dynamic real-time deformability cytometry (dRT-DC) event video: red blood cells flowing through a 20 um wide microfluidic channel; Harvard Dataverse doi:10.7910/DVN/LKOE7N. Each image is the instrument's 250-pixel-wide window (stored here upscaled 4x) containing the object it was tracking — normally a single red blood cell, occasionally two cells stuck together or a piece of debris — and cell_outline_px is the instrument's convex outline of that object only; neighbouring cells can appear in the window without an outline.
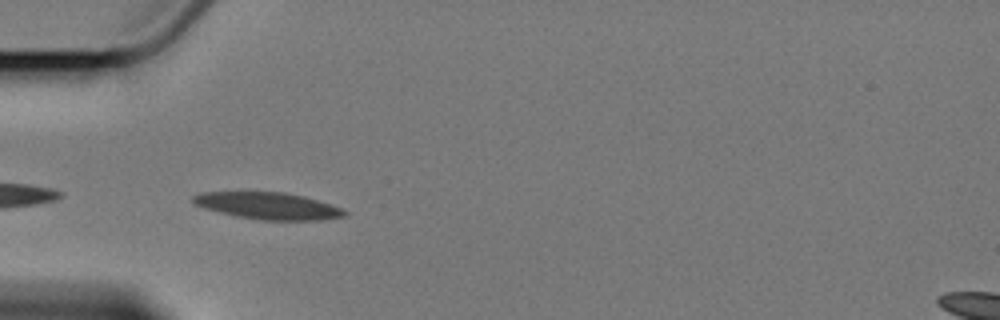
{"species": "Egyptian fruit bat (a non-hibernating species)", "species_latin": "Rousettus aegyptiacus", "temperature_condition": "cold", "stored_images_in_passage": 5, "camera_frame_rate_fps": 3000, "um_per_image_px": 0.085, "animal": {"sex": "female"}, "frame": {"image": 1, "passage_image": 4, "time_ms": 3.667, "image_size_px": [1000, 320], "cell_outline_px": [[348, 216], [320, 220], [260, 220], [236, 216], [204, 208], [196, 204], [192, 200], [192, 196], [200, 192], [284, 192], [304, 196], [332, 204], [348, 212]], "centroid_in_image_um": [22.82, 17.5], "position_along_channel_um": 62.2, "area_um2": 23.76}}
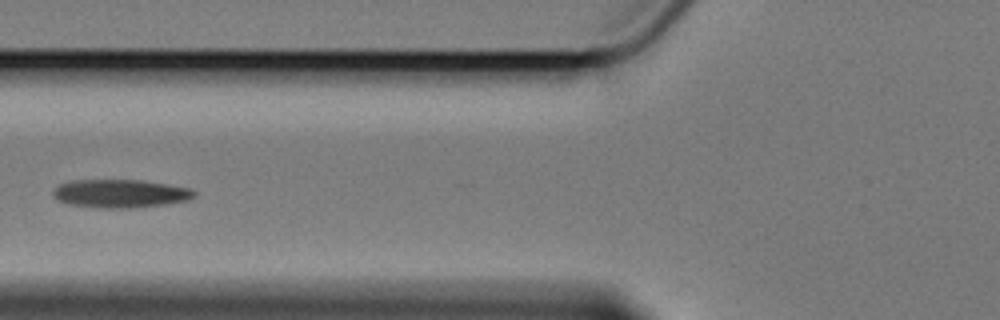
{"frame": {"image": 2, "passage_image": 5, "time_ms": 5.333, "image_size_px": [1000, 320], "cell_outline_px": [[196, 196], [188, 200], [164, 204], [132, 208], [96, 208], [68, 204], [56, 200], [52, 196], [52, 192], [60, 184], [72, 180], [140, 180], [188, 188], [196, 192]], "centroid_in_image_um": [10.17, 16.46], "position_along_channel_um": 115.6, "area_um2": 23.24}}